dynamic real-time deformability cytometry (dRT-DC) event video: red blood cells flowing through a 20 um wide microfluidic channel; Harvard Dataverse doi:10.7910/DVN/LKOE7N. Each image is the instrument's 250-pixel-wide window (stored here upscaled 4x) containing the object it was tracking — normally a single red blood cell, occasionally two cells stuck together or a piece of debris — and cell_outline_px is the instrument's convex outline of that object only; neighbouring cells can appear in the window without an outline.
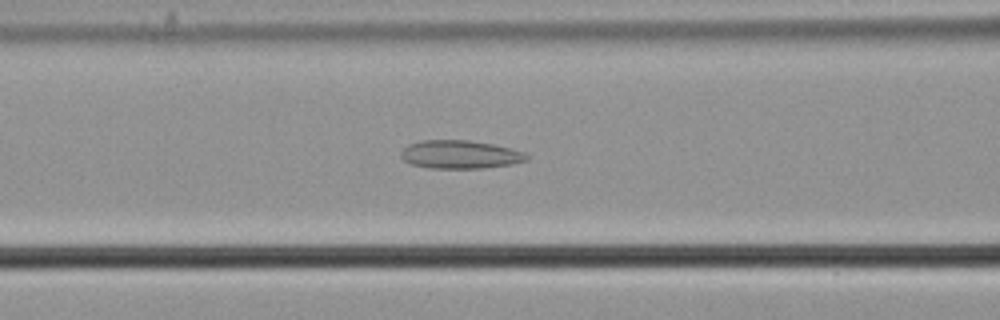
{"species": "common noctule bat (a hibernating species)", "species_latin": "Nyctalus noctula", "temperature_condition": "cold", "stored_images_in_passage": 47, "segment_of_instrument_passage": [1, 2], "camera_frame_rate_fps": 3000, "um_per_image_px": 0.085, "animal": {"sex": "male", "body_mass_g": 21.5, "forearm_length_mm": 52.0}, "frame": {"image": 1, "passage_image": 24, "time_ms": 7.667, "image_size_px": [1000, 320], "cell_outline_px": [[528, 160], [512, 164], [484, 168], [428, 168], [412, 164], [404, 160], [400, 156], [400, 152], [408, 144], [420, 140], [468, 140], [492, 144], [524, 152], [528, 156]], "centroid_in_image_um": [39.08, 13.13], "position_along_channel_um": 127.5, "area_um2": 20.69}}
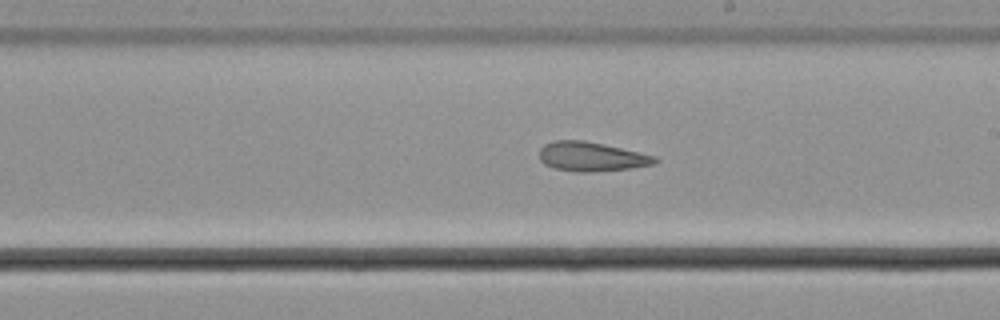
{"frame": {"image": 2, "passage_image": 33, "time_ms": 10.667, "image_size_px": [1000, 320], "cell_outline_px": [[660, 160], [656, 164], [628, 168], [588, 172], [576, 172], [556, 168], [544, 164], [540, 160], [540, 148], [544, 144], [552, 140], [584, 140], [604, 144], [656, 156]], "centroid_in_image_um": [50.27, 13.3], "position_along_channel_um": 238.7, "area_um2": 19.71}}
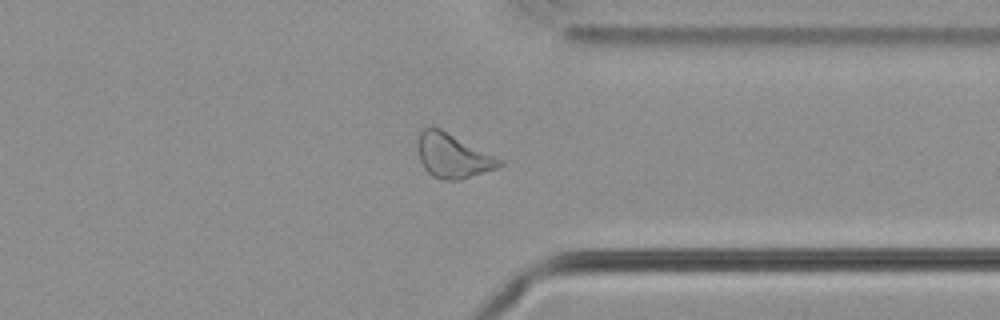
{"frame": {"image": 3, "passage_image": 44, "time_ms": 14.333, "image_size_px": [1000, 320], "cell_outline_px": [[504, 164], [496, 168], [460, 180], [444, 180], [432, 176], [424, 168], [420, 160], [416, 140], [420, 132], [424, 128], [440, 128], [504, 160]], "centroid_in_image_um": [38.49, 13.25], "position_along_channel_um": 372.9, "area_um2": 21.04}}